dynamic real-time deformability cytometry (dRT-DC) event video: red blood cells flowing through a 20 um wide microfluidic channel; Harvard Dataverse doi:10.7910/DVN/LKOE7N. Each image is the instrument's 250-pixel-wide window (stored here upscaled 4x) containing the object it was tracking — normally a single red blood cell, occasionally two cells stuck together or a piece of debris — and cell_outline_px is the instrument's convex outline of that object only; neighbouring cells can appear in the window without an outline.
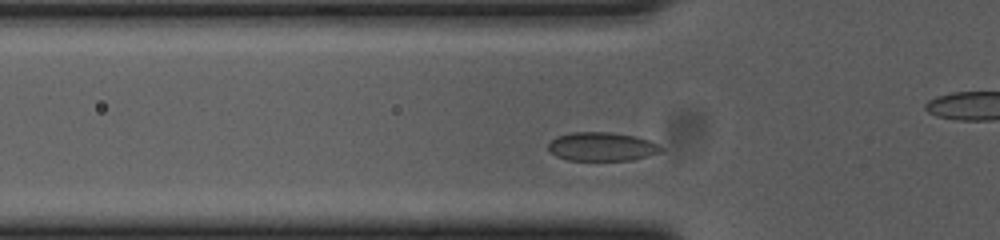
{"species": "common noctule bat (a hibernating species)", "species_latin": "Nyctalus noctula", "temperature_condition": "cold", "stored_images_in_passage": 39, "camera_frame_rate_fps": 3000, "um_per_image_px": 0.085, "animal": {"sex": "female", "body_mass_g": 23.0, "forearm_length_mm": 53.4}, "frame": {"image": 1, "passage_image": 11, "time_ms": 3.333, "image_size_px": [1000, 240], "cell_outline_px": [[660, 152], [648, 156], [632, 160], [568, 160], [556, 156], [548, 148], [548, 144], [556, 136], [572, 132], [608, 132], [636, 136], [648, 140], [656, 144], [660, 148]], "centroid_in_image_um": [51.12, 12.46], "position_along_channel_um": 74.7, "area_um2": 18.67}}
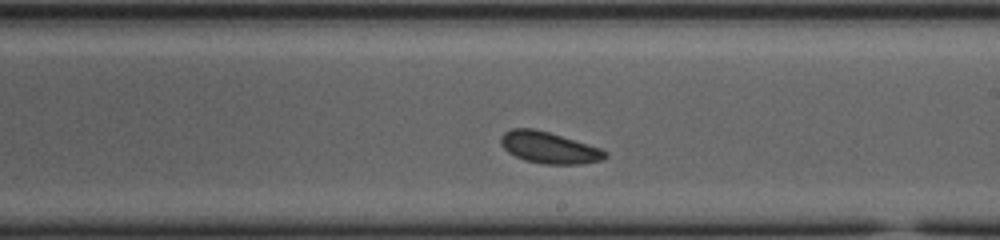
{"frame": {"image": 2, "passage_image": 25, "time_ms": 8.0, "image_size_px": [1000, 240], "cell_outline_px": [[608, 156], [604, 160], [580, 164], [544, 164], [524, 160], [508, 152], [500, 144], [500, 136], [504, 132], [512, 128], [532, 128], [548, 132], [600, 148], [608, 152]], "centroid_in_image_um": [46.66, 12.55], "position_along_channel_um": 242.3, "area_um2": 19.13}}
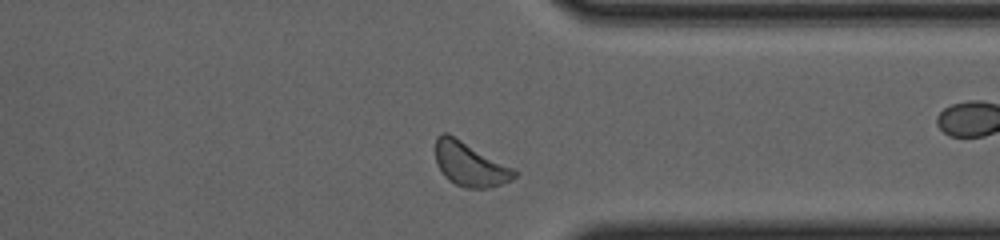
{"frame": {"image": 3, "passage_image": 36, "time_ms": 11.667, "image_size_px": [1000, 240], "cell_outline_px": [[520, 172], [516, 176], [500, 184], [488, 188], [464, 188], [448, 180], [444, 176], [436, 160], [436, 136], [440, 132], [448, 132]], "centroid_in_image_um": [39.92, 13.94], "position_along_channel_um": 371.5, "area_um2": 20.11}, "authors_computed_cell_mechanics": {"area_um2": 19.1896, "velocity_mm_per_s": 3.5956, "shape_relaxation_time_tau1_ms": 2.4064, "shape_relaxation_time_tau2_ms": null, "deformation_change_tau1": 0.0557, "deformation_change_tau2": null}}